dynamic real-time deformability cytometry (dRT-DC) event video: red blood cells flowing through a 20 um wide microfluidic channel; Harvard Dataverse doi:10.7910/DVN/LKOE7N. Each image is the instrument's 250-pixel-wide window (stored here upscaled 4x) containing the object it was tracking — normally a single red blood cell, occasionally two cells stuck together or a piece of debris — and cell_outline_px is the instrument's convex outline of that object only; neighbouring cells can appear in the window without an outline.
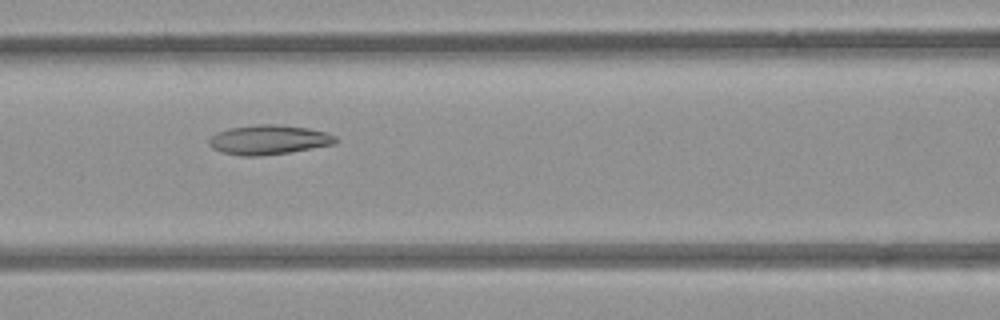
{"species": "common noctule bat (a hibernating species)", "species_latin": "Nyctalus noctula", "temperature_condition": "room temperature", "stored_images_in_passage": 41, "camera_frame_rate_fps": 3000, "um_per_image_px": 0.085, "animal": {"sex": "female", "body_mass_g": 21.9}, "frame": {"image": 1, "passage_image": 15, "time_ms": 4.667, "image_size_px": [1000, 320], "cell_outline_px": [[340, 140], [332, 144], [288, 152], [260, 156], [240, 156], [224, 152], [212, 148], [208, 144], [208, 140], [216, 132], [228, 128], [256, 124], [280, 124], [308, 128], [324, 132], [336, 136]], "centroid_in_image_um": [22.81, 11.87], "position_along_channel_um": 143.8, "area_um2": 21.73}}
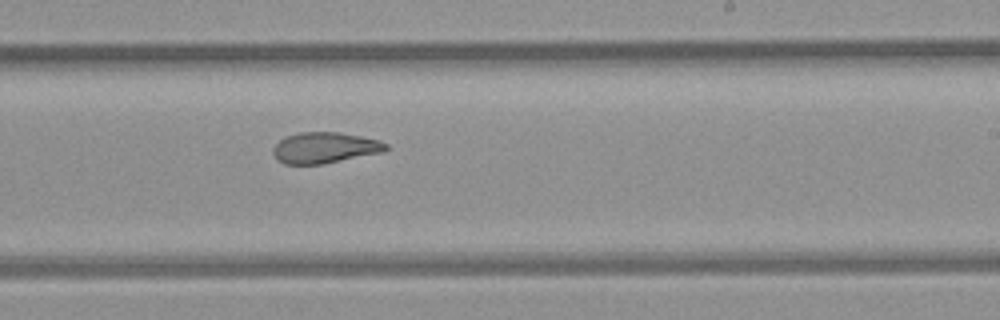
{"frame": {"image": 2, "passage_image": 24, "time_ms": 7.667, "image_size_px": [1000, 320], "cell_outline_px": [[388, 148], [384, 152], [324, 164], [284, 164], [276, 160], [272, 152], [272, 148], [284, 136], [300, 132], [340, 132], [380, 140], [388, 144]], "centroid_in_image_um": [27.6, 12.56], "position_along_channel_um": 261.4, "area_um2": 20.63}}
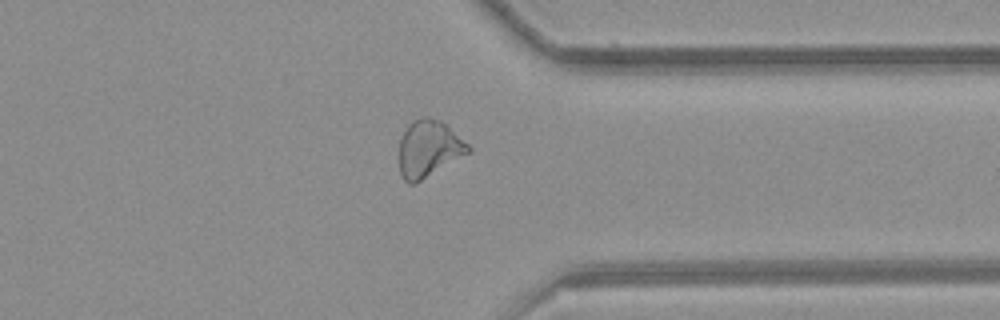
{"frame": {"image": 3, "passage_image": 33, "time_ms": 10.667, "image_size_px": [1000, 320], "cell_outline_px": [[472, 152], [416, 184], [408, 184], [404, 180], [400, 172], [400, 140], [404, 128], [412, 120], [424, 116], [428, 116], [440, 120], [468, 144], [472, 148]], "centroid_in_image_um": [36.45, 12.65], "position_along_channel_um": 375.0, "area_um2": 23.18}, "authors_computed_cell_mechanics": {"area_um2": 22.1952, "velocity_mm_per_s": 3.9292, "shape_relaxation_time_tau1_ms": null, "shape_relaxation_time_tau2_ms": 3.1572, "deformation_change_tau1": null, "deformation_change_tau2": 0.1072}}